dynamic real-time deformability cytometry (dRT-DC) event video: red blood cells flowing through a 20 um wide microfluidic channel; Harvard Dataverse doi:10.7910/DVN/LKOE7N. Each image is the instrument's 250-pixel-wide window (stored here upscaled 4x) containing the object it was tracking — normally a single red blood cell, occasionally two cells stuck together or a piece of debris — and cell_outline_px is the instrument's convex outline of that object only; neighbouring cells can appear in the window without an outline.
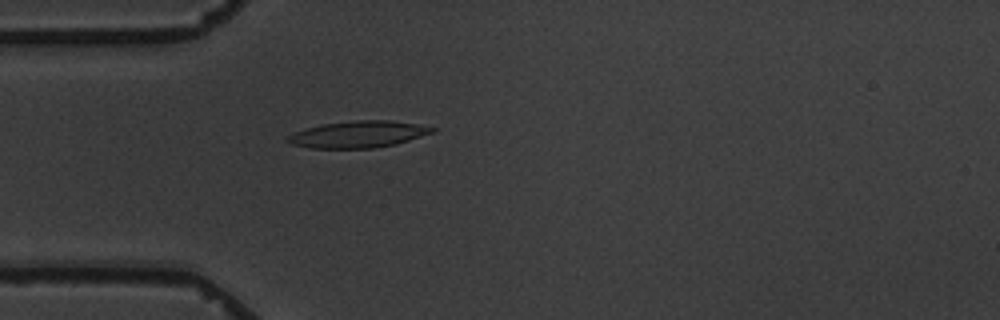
{"species": "common noctule bat (a hibernating species)", "species_latin": "Nyctalus noctula", "temperature_condition": "warm", "stored_images_in_passage": 4, "camera_frame_rate_fps": 3000, "um_per_image_px": 0.085, "animal": {"sex": "male", "body_mass_g": 19.5, "forearm_length_mm": 54.6}, "frame": {"image": 1, "passage_image": 4, "time_ms": 4.0, "image_size_px": [1000, 320], "cell_outline_px": [[436, 132], [396, 144], [372, 148], [308, 148], [292, 144], [284, 140], [288, 136], [296, 132], [308, 128], [324, 124], [356, 120], [392, 120], [416, 124], [436, 128]], "centroid_in_image_um": [30.48, 11.42], "position_along_channel_um": 54.5, "area_um2": 22.37}}